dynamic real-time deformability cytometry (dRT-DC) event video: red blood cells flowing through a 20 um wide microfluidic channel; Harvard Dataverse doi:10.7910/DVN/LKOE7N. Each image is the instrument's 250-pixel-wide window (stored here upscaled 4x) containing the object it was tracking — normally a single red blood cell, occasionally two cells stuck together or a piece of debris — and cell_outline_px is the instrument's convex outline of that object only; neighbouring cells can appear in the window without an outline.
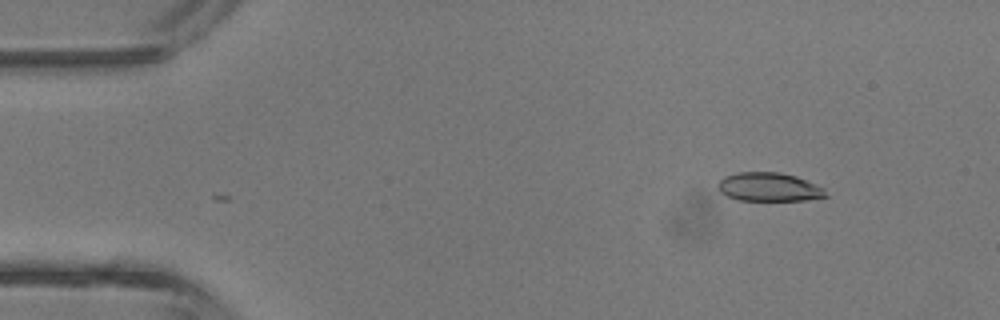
{"species": "common noctule bat (a hibernating species)", "species_latin": "Nyctalus noctula", "temperature_condition": "room temperature", "stored_images_in_passage": 2, "camera_frame_rate_fps": 3000, "um_per_image_px": 0.085, "animal": {"sex": "male", "body_mass_g": 13.3}, "frame": {"image": 1, "passage_image": 1, "time_ms": 0.0, "image_size_px": [1000, 320], "cell_outline_px": [[828, 196], [804, 200], [736, 200], [720, 192], [716, 188], [716, 184], [724, 176], [736, 172], [780, 172], [796, 176], [824, 188]], "centroid_in_image_um": [65.31, 15.89], "position_along_channel_um": 19.7, "area_um2": 18.09}}